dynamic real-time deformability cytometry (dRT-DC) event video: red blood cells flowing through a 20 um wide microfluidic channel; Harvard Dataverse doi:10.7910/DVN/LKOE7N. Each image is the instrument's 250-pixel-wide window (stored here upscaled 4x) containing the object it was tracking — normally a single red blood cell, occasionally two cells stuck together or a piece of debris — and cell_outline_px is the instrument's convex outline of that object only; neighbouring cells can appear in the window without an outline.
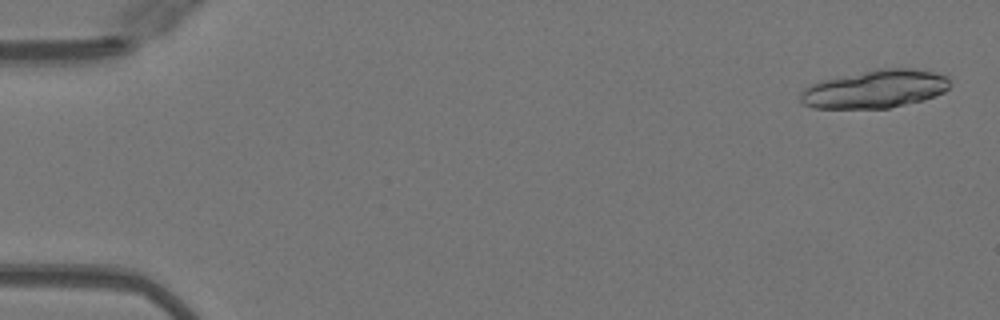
{"species": "Egyptian fruit bat (a non-hibernating species)", "species_latin": "Rousettus aegyptiacus", "temperature_condition": "warm", "stored_images_in_passage": 20, "camera_frame_rate_fps": 3000, "um_per_image_px": 0.085, "animal": {"sex": "female"}, "frame": {"image": 1, "passage_image": 2, "time_ms": 0.333, "image_size_px": [1000, 320], "cell_outline_px": [[948, 88], [944, 92], [924, 100], [888, 108], [812, 108], [804, 104], [800, 100], [800, 92], [804, 88], [820, 80], [880, 68], [912, 68], [932, 72], [948, 76]], "centroid_in_image_um": [74.36, 7.57], "position_along_channel_um": 10.6, "area_um2": 33.12}}